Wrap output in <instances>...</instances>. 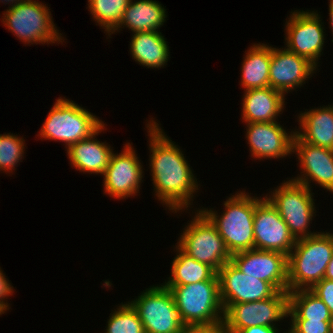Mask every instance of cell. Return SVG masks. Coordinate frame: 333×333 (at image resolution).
I'll return each instance as SVG.
<instances>
[{
  "mask_svg": "<svg viewBox=\"0 0 333 333\" xmlns=\"http://www.w3.org/2000/svg\"><path fill=\"white\" fill-rule=\"evenodd\" d=\"M5 1H6L7 3H5ZM23 1H24V0H0V2H2V3L4 2L5 4H9V3H10L8 9H11V8H13V7H15V6L21 4ZM8 2H9V3H8ZM11 2H12V3H11Z\"/></svg>",
  "mask_w": 333,
  "mask_h": 333,
  "instance_id": "37",
  "label": "cell"
},
{
  "mask_svg": "<svg viewBox=\"0 0 333 333\" xmlns=\"http://www.w3.org/2000/svg\"><path fill=\"white\" fill-rule=\"evenodd\" d=\"M132 36L130 52L139 65L153 69L166 66L170 56L169 46L160 31L137 32Z\"/></svg>",
  "mask_w": 333,
  "mask_h": 333,
  "instance_id": "23",
  "label": "cell"
},
{
  "mask_svg": "<svg viewBox=\"0 0 333 333\" xmlns=\"http://www.w3.org/2000/svg\"><path fill=\"white\" fill-rule=\"evenodd\" d=\"M333 313V280L323 278L310 289Z\"/></svg>",
  "mask_w": 333,
  "mask_h": 333,
  "instance_id": "31",
  "label": "cell"
},
{
  "mask_svg": "<svg viewBox=\"0 0 333 333\" xmlns=\"http://www.w3.org/2000/svg\"><path fill=\"white\" fill-rule=\"evenodd\" d=\"M166 9L153 0H130L126 7L123 18L119 25L108 35L118 32L120 28H128L133 33L137 32H159L160 27L166 21Z\"/></svg>",
  "mask_w": 333,
  "mask_h": 333,
  "instance_id": "22",
  "label": "cell"
},
{
  "mask_svg": "<svg viewBox=\"0 0 333 333\" xmlns=\"http://www.w3.org/2000/svg\"><path fill=\"white\" fill-rule=\"evenodd\" d=\"M225 210L200 209L214 224L230 254L254 249L255 196L237 192L224 201Z\"/></svg>",
  "mask_w": 333,
  "mask_h": 333,
  "instance_id": "3",
  "label": "cell"
},
{
  "mask_svg": "<svg viewBox=\"0 0 333 333\" xmlns=\"http://www.w3.org/2000/svg\"><path fill=\"white\" fill-rule=\"evenodd\" d=\"M277 327L270 326H250L247 328L241 329L238 333H279Z\"/></svg>",
  "mask_w": 333,
  "mask_h": 333,
  "instance_id": "34",
  "label": "cell"
},
{
  "mask_svg": "<svg viewBox=\"0 0 333 333\" xmlns=\"http://www.w3.org/2000/svg\"><path fill=\"white\" fill-rule=\"evenodd\" d=\"M50 9L36 0H24L21 4L7 9L2 16L4 26L22 42L39 44H63L59 30L53 23ZM60 33V34H59Z\"/></svg>",
  "mask_w": 333,
  "mask_h": 333,
  "instance_id": "7",
  "label": "cell"
},
{
  "mask_svg": "<svg viewBox=\"0 0 333 333\" xmlns=\"http://www.w3.org/2000/svg\"><path fill=\"white\" fill-rule=\"evenodd\" d=\"M295 133L309 144L333 150V105L320 106L298 115Z\"/></svg>",
  "mask_w": 333,
  "mask_h": 333,
  "instance_id": "21",
  "label": "cell"
},
{
  "mask_svg": "<svg viewBox=\"0 0 333 333\" xmlns=\"http://www.w3.org/2000/svg\"><path fill=\"white\" fill-rule=\"evenodd\" d=\"M246 138L253 158H283L293 152L295 131L290 133L276 122L245 123Z\"/></svg>",
  "mask_w": 333,
  "mask_h": 333,
  "instance_id": "18",
  "label": "cell"
},
{
  "mask_svg": "<svg viewBox=\"0 0 333 333\" xmlns=\"http://www.w3.org/2000/svg\"><path fill=\"white\" fill-rule=\"evenodd\" d=\"M288 317V292L278 291L273 297L259 301L227 304L224 307L222 333H238L250 326L276 327Z\"/></svg>",
  "mask_w": 333,
  "mask_h": 333,
  "instance_id": "9",
  "label": "cell"
},
{
  "mask_svg": "<svg viewBox=\"0 0 333 333\" xmlns=\"http://www.w3.org/2000/svg\"><path fill=\"white\" fill-rule=\"evenodd\" d=\"M217 276L223 307L263 300L278 292L271 283L245 275L231 261L224 264Z\"/></svg>",
  "mask_w": 333,
  "mask_h": 333,
  "instance_id": "15",
  "label": "cell"
},
{
  "mask_svg": "<svg viewBox=\"0 0 333 333\" xmlns=\"http://www.w3.org/2000/svg\"><path fill=\"white\" fill-rule=\"evenodd\" d=\"M176 256L171 265V277L165 286L193 284L200 281L218 280L217 273L208 265L203 264L184 253L178 246Z\"/></svg>",
  "mask_w": 333,
  "mask_h": 333,
  "instance_id": "25",
  "label": "cell"
},
{
  "mask_svg": "<svg viewBox=\"0 0 333 333\" xmlns=\"http://www.w3.org/2000/svg\"><path fill=\"white\" fill-rule=\"evenodd\" d=\"M116 309L109 316L105 333H145L137 312L129 302H122Z\"/></svg>",
  "mask_w": 333,
  "mask_h": 333,
  "instance_id": "28",
  "label": "cell"
},
{
  "mask_svg": "<svg viewBox=\"0 0 333 333\" xmlns=\"http://www.w3.org/2000/svg\"><path fill=\"white\" fill-rule=\"evenodd\" d=\"M172 293L183 324L222 325L224 307L219 280L166 286Z\"/></svg>",
  "mask_w": 333,
  "mask_h": 333,
  "instance_id": "4",
  "label": "cell"
},
{
  "mask_svg": "<svg viewBox=\"0 0 333 333\" xmlns=\"http://www.w3.org/2000/svg\"><path fill=\"white\" fill-rule=\"evenodd\" d=\"M119 154L111 155L103 174L104 193L115 199L134 197L139 192L143 177L142 164L129 142Z\"/></svg>",
  "mask_w": 333,
  "mask_h": 333,
  "instance_id": "13",
  "label": "cell"
},
{
  "mask_svg": "<svg viewBox=\"0 0 333 333\" xmlns=\"http://www.w3.org/2000/svg\"><path fill=\"white\" fill-rule=\"evenodd\" d=\"M286 20L285 46L288 50L305 57L316 67L323 50L325 35L320 15L315 11L291 12Z\"/></svg>",
  "mask_w": 333,
  "mask_h": 333,
  "instance_id": "11",
  "label": "cell"
},
{
  "mask_svg": "<svg viewBox=\"0 0 333 333\" xmlns=\"http://www.w3.org/2000/svg\"><path fill=\"white\" fill-rule=\"evenodd\" d=\"M290 329L294 333H331L329 321L291 319Z\"/></svg>",
  "mask_w": 333,
  "mask_h": 333,
  "instance_id": "30",
  "label": "cell"
},
{
  "mask_svg": "<svg viewBox=\"0 0 333 333\" xmlns=\"http://www.w3.org/2000/svg\"><path fill=\"white\" fill-rule=\"evenodd\" d=\"M333 255V233L319 232L298 239L287 256L288 292L311 289L321 281Z\"/></svg>",
  "mask_w": 333,
  "mask_h": 333,
  "instance_id": "2",
  "label": "cell"
},
{
  "mask_svg": "<svg viewBox=\"0 0 333 333\" xmlns=\"http://www.w3.org/2000/svg\"><path fill=\"white\" fill-rule=\"evenodd\" d=\"M285 95L273 88L249 89L244 92L242 102V122H276L284 109Z\"/></svg>",
  "mask_w": 333,
  "mask_h": 333,
  "instance_id": "20",
  "label": "cell"
},
{
  "mask_svg": "<svg viewBox=\"0 0 333 333\" xmlns=\"http://www.w3.org/2000/svg\"><path fill=\"white\" fill-rule=\"evenodd\" d=\"M316 69L317 67L305 57L287 48L278 49L271 46L269 86L284 95L304 85L305 80L311 78Z\"/></svg>",
  "mask_w": 333,
  "mask_h": 333,
  "instance_id": "17",
  "label": "cell"
},
{
  "mask_svg": "<svg viewBox=\"0 0 333 333\" xmlns=\"http://www.w3.org/2000/svg\"><path fill=\"white\" fill-rule=\"evenodd\" d=\"M25 140L10 133L0 134V171L9 174L24 156ZM13 169V170H12Z\"/></svg>",
  "mask_w": 333,
  "mask_h": 333,
  "instance_id": "29",
  "label": "cell"
},
{
  "mask_svg": "<svg viewBox=\"0 0 333 333\" xmlns=\"http://www.w3.org/2000/svg\"><path fill=\"white\" fill-rule=\"evenodd\" d=\"M329 325H330V331L333 333V313L331 314L330 320H329Z\"/></svg>",
  "mask_w": 333,
  "mask_h": 333,
  "instance_id": "38",
  "label": "cell"
},
{
  "mask_svg": "<svg viewBox=\"0 0 333 333\" xmlns=\"http://www.w3.org/2000/svg\"><path fill=\"white\" fill-rule=\"evenodd\" d=\"M231 262L245 275L271 283L288 292L287 256L278 251L251 249L232 254Z\"/></svg>",
  "mask_w": 333,
  "mask_h": 333,
  "instance_id": "14",
  "label": "cell"
},
{
  "mask_svg": "<svg viewBox=\"0 0 333 333\" xmlns=\"http://www.w3.org/2000/svg\"><path fill=\"white\" fill-rule=\"evenodd\" d=\"M147 121L152 184L155 196L170 211L179 212L192 205L199 186L183 151L165 135L157 122Z\"/></svg>",
  "mask_w": 333,
  "mask_h": 333,
  "instance_id": "1",
  "label": "cell"
},
{
  "mask_svg": "<svg viewBox=\"0 0 333 333\" xmlns=\"http://www.w3.org/2000/svg\"><path fill=\"white\" fill-rule=\"evenodd\" d=\"M103 124L90 137L83 139L67 148V155L72 167L79 172L103 175L109 164L113 150L106 142L95 139L96 135L104 131Z\"/></svg>",
  "mask_w": 333,
  "mask_h": 333,
  "instance_id": "19",
  "label": "cell"
},
{
  "mask_svg": "<svg viewBox=\"0 0 333 333\" xmlns=\"http://www.w3.org/2000/svg\"><path fill=\"white\" fill-rule=\"evenodd\" d=\"M329 23H330V28H331V31H332V34H333V1L332 0H329ZM333 42V40H332Z\"/></svg>",
  "mask_w": 333,
  "mask_h": 333,
  "instance_id": "36",
  "label": "cell"
},
{
  "mask_svg": "<svg viewBox=\"0 0 333 333\" xmlns=\"http://www.w3.org/2000/svg\"><path fill=\"white\" fill-rule=\"evenodd\" d=\"M243 58L240 80L245 91L269 87L271 46L254 43Z\"/></svg>",
  "mask_w": 333,
  "mask_h": 333,
  "instance_id": "24",
  "label": "cell"
},
{
  "mask_svg": "<svg viewBox=\"0 0 333 333\" xmlns=\"http://www.w3.org/2000/svg\"><path fill=\"white\" fill-rule=\"evenodd\" d=\"M196 211L189 225H185L177 246L217 273L224 264L231 261L232 255L210 219L200 209Z\"/></svg>",
  "mask_w": 333,
  "mask_h": 333,
  "instance_id": "6",
  "label": "cell"
},
{
  "mask_svg": "<svg viewBox=\"0 0 333 333\" xmlns=\"http://www.w3.org/2000/svg\"><path fill=\"white\" fill-rule=\"evenodd\" d=\"M325 279L333 280V255L331 257L330 262L327 265V270L324 276Z\"/></svg>",
  "mask_w": 333,
  "mask_h": 333,
  "instance_id": "35",
  "label": "cell"
},
{
  "mask_svg": "<svg viewBox=\"0 0 333 333\" xmlns=\"http://www.w3.org/2000/svg\"><path fill=\"white\" fill-rule=\"evenodd\" d=\"M104 122L90 111L64 98L56 99L37 136L62 141L66 149L95 133Z\"/></svg>",
  "mask_w": 333,
  "mask_h": 333,
  "instance_id": "5",
  "label": "cell"
},
{
  "mask_svg": "<svg viewBox=\"0 0 333 333\" xmlns=\"http://www.w3.org/2000/svg\"><path fill=\"white\" fill-rule=\"evenodd\" d=\"M13 286L9 283V280L6 279L5 274L1 270L0 267V313L4 314L8 309L9 305L7 300L10 295L12 296L14 293Z\"/></svg>",
  "mask_w": 333,
  "mask_h": 333,
  "instance_id": "32",
  "label": "cell"
},
{
  "mask_svg": "<svg viewBox=\"0 0 333 333\" xmlns=\"http://www.w3.org/2000/svg\"><path fill=\"white\" fill-rule=\"evenodd\" d=\"M254 249L278 251L288 256L295 238L281 218L278 210L266 198L255 196Z\"/></svg>",
  "mask_w": 333,
  "mask_h": 333,
  "instance_id": "12",
  "label": "cell"
},
{
  "mask_svg": "<svg viewBox=\"0 0 333 333\" xmlns=\"http://www.w3.org/2000/svg\"><path fill=\"white\" fill-rule=\"evenodd\" d=\"M222 325L183 324L177 333H222Z\"/></svg>",
  "mask_w": 333,
  "mask_h": 333,
  "instance_id": "33",
  "label": "cell"
},
{
  "mask_svg": "<svg viewBox=\"0 0 333 333\" xmlns=\"http://www.w3.org/2000/svg\"><path fill=\"white\" fill-rule=\"evenodd\" d=\"M130 0H88L89 12L108 35L119 25Z\"/></svg>",
  "mask_w": 333,
  "mask_h": 333,
  "instance_id": "27",
  "label": "cell"
},
{
  "mask_svg": "<svg viewBox=\"0 0 333 333\" xmlns=\"http://www.w3.org/2000/svg\"><path fill=\"white\" fill-rule=\"evenodd\" d=\"M292 152H296L302 171L301 176L292 180L306 185L310 190V183L314 181L333 194V150L304 142L295 133Z\"/></svg>",
  "mask_w": 333,
  "mask_h": 333,
  "instance_id": "16",
  "label": "cell"
},
{
  "mask_svg": "<svg viewBox=\"0 0 333 333\" xmlns=\"http://www.w3.org/2000/svg\"><path fill=\"white\" fill-rule=\"evenodd\" d=\"M129 303L137 312L145 333H177L183 325L174 297L164 284L147 288Z\"/></svg>",
  "mask_w": 333,
  "mask_h": 333,
  "instance_id": "10",
  "label": "cell"
},
{
  "mask_svg": "<svg viewBox=\"0 0 333 333\" xmlns=\"http://www.w3.org/2000/svg\"><path fill=\"white\" fill-rule=\"evenodd\" d=\"M329 321L331 312L327 305L310 289L288 292V317Z\"/></svg>",
  "mask_w": 333,
  "mask_h": 333,
  "instance_id": "26",
  "label": "cell"
},
{
  "mask_svg": "<svg viewBox=\"0 0 333 333\" xmlns=\"http://www.w3.org/2000/svg\"><path fill=\"white\" fill-rule=\"evenodd\" d=\"M281 184L265 197L278 210L291 235L298 240L319 233L309 229L310 221L316 216L314 193L306 185L292 179Z\"/></svg>",
  "mask_w": 333,
  "mask_h": 333,
  "instance_id": "8",
  "label": "cell"
},
{
  "mask_svg": "<svg viewBox=\"0 0 333 333\" xmlns=\"http://www.w3.org/2000/svg\"><path fill=\"white\" fill-rule=\"evenodd\" d=\"M288 329H289L288 333H294V332L291 331V329L289 327H288ZM285 333H287V332H285Z\"/></svg>",
  "mask_w": 333,
  "mask_h": 333,
  "instance_id": "39",
  "label": "cell"
}]
</instances>
